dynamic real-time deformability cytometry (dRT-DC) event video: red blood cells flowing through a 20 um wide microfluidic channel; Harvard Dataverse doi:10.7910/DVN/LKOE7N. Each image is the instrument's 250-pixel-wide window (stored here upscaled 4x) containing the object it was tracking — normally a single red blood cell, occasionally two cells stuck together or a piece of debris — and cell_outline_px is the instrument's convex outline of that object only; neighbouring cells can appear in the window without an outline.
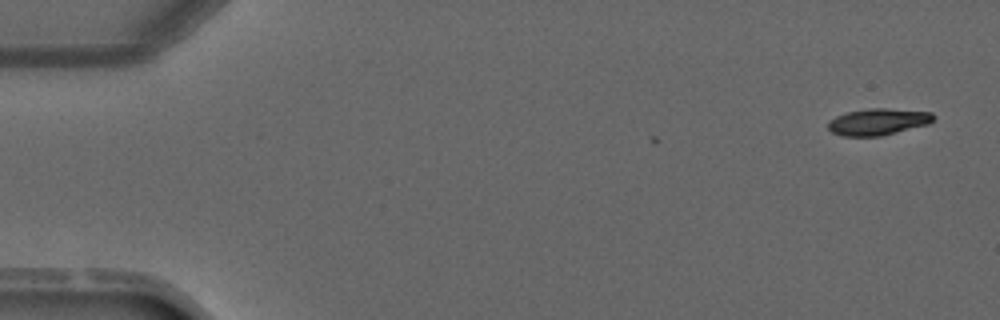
{"species": "common noctule bat (a hibernating species)", "species_latin": "Nyctalus noctula", "temperature_condition": "warm", "stored_images_in_passage": 3, "camera_frame_rate_fps": 3000, "um_per_image_px": 0.085, "animal": {"sex": "male", "forearm_length_mm": 52.5}, "frame": {"image": 1, "passage_image": 1, "time_ms": 0.0, "image_size_px": [1000, 320], "cell_outline_px": [[936, 116], [928, 124], [880, 136], [840, 136], [832, 132], [828, 128], [828, 120], [836, 116], [848, 112], [868, 108], [884, 108], [932, 112]], "centroid_in_image_um": [74.61, 10.35], "position_along_channel_um": 10.4, "area_um2": 16.3}}
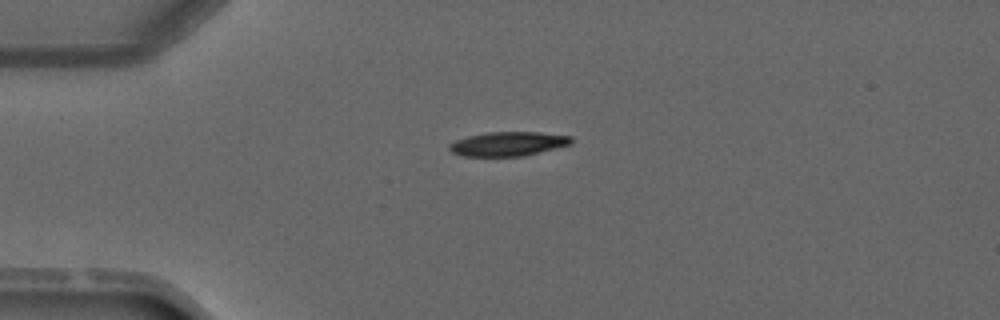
{"frame": {"image": 2, "passage_image": 3, "time_ms": 3.0, "image_size_px": [1000, 320], "cell_outline_px": [[572, 144], [524, 156], [464, 156], [452, 152], [448, 148], [448, 144], [456, 140], [468, 136], [488, 132], [536, 132], [572, 136]], "centroid_in_image_um": [43.19, 12.23], "position_along_channel_um": 41.8, "area_um2": 17.17}}